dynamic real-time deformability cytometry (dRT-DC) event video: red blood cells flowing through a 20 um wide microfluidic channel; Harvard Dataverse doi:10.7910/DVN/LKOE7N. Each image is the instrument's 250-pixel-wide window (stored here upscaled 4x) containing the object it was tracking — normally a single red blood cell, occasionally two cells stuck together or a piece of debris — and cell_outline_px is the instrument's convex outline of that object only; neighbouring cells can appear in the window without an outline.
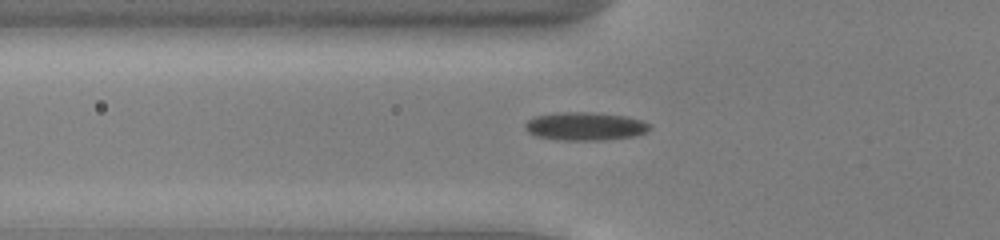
{"species": "common noctule bat (a hibernating species)", "species_latin": "Nyctalus noctula", "temperature_condition": "cold", "stored_images_in_passage": 54, "camera_frame_rate_fps": 3000, "um_per_image_px": 0.085, "animal": {"sex": "male", "body_mass_g": 13.0, "forearm_length_mm": 53.1}, "frame": {"image": 1, "passage_image": 20, "time_ms": 6.333, "image_size_px": [1000, 240], "cell_outline_px": [[652, 128], [648, 132], [636, 136], [604, 140], [564, 140], [536, 136], [528, 132], [524, 128], [524, 124], [528, 120], [536, 116], [560, 112], [588, 112], [624, 116], [640, 120], [652, 124]], "centroid_in_image_um": [49.77, 10.74], "position_along_channel_um": 76.0, "area_um2": 20.52}}
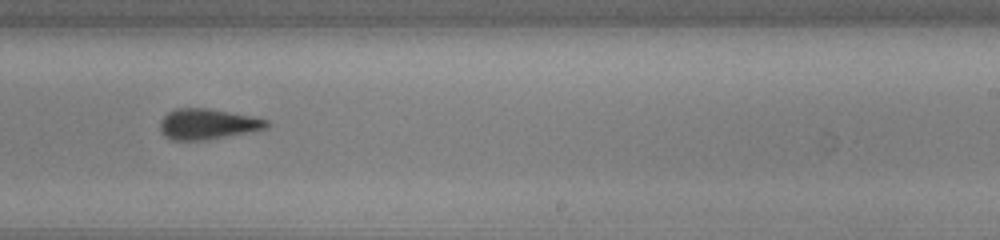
{"frame": {"image": 2, "passage_image": 35, "time_ms": 11.333, "image_size_px": [1000, 240], "cell_outline_px": [[272, 124], [268, 128], [208, 140], [172, 140], [164, 136], [160, 132], [160, 120], [168, 112], [176, 108], [208, 108], [252, 116], [268, 120]], "centroid_in_image_um": [17.65, 10.55], "position_along_channel_um": 271.4, "area_um2": 19.19}}
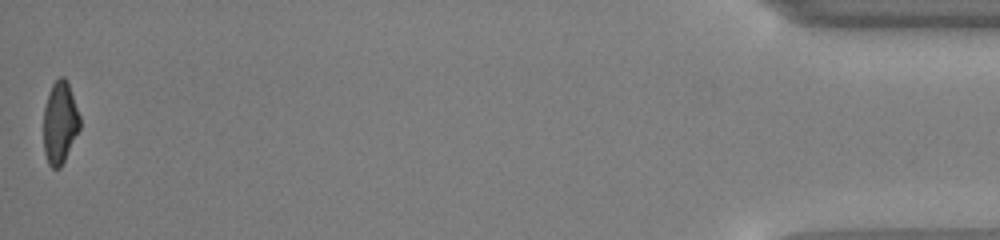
{"frame": {"image": 3, "passage_image": 54, "time_ms": 17.667, "image_size_px": [1000, 240], "cell_outline_px": [[80, 128], [60, 168], [52, 168], [48, 164], [44, 152], [44, 108], [48, 92], [52, 84], [60, 76], [64, 76], [68, 84], [80, 116]], "centroid_in_image_um": [5.08, 10.42], "position_along_channel_um": 430.1, "area_um2": 17.22}, "authors_computed_cell_mechanics": {"area_um2": 18.9873, "velocity_mm_per_s": 3.9048, "shape_relaxation_time_tau1_ms": 2.1297, "shape_relaxation_time_tau2_ms": 1.3584, "deformation_change_tau1": 0.1119, "deformation_change_tau2": 0.0945}}